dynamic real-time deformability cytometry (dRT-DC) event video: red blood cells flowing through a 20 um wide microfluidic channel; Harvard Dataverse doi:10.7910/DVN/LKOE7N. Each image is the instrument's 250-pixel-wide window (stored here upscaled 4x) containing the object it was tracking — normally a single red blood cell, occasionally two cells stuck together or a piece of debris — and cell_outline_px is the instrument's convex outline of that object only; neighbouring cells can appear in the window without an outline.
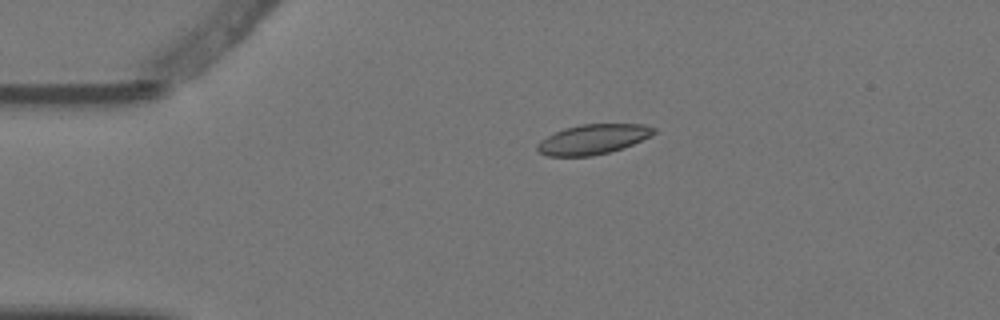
{"species": "Egyptian fruit bat (a non-hibernating species)", "species_latin": "Rousettus aegyptiacus", "temperature_condition": "warm", "stored_images_in_passage": 6, "camera_frame_rate_fps": 3000, "um_per_image_px": 0.085, "animal": {"sex": "female"}, "frame": {"image": 1, "passage_image": 6, "time_ms": 1.667, "image_size_px": [1000, 320], "cell_outline_px": [[656, 132], [652, 136], [632, 144], [608, 152], [592, 156], [548, 156], [540, 152], [536, 148], [536, 144], [540, 140], [564, 128], [580, 124], [644, 124], [656, 128]], "centroid_in_image_um": [50.41, 11.83], "position_along_channel_um": 34.6, "area_um2": 20.23}}